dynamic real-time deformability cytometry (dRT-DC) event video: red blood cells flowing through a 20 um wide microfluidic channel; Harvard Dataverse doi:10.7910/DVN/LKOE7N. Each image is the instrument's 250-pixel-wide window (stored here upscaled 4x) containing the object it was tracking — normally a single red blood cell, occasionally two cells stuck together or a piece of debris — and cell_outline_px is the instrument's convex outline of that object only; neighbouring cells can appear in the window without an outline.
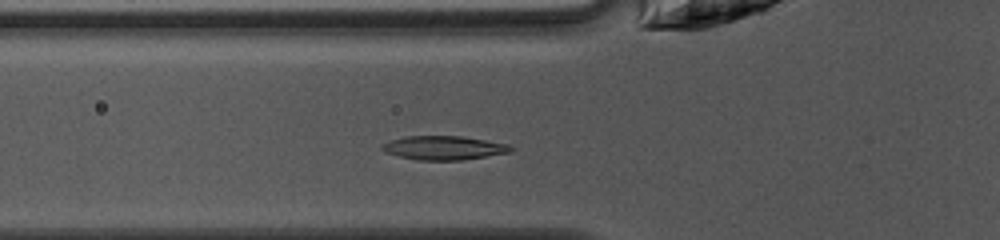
{"species": "common noctule bat (a hibernating species)", "species_latin": "Nyctalus noctula", "temperature_condition": "warm", "stored_images_in_passage": 25, "camera_frame_rate_fps": 3000, "um_per_image_px": 0.085, "animal": {"sex": "female", "body_mass_g": 10.0, "forearm_length_mm": 53.1}, "frame": {"image": 1, "passage_image": 3, "time_ms": 0.667, "image_size_px": [1000, 240], "cell_outline_px": [[512, 152], [464, 160], [420, 160], [400, 156], [384, 152], [380, 148], [380, 144], [404, 136], [460, 136], [508, 144], [512, 148]], "centroid_in_image_um": [37.7, 12.57], "position_along_channel_um": 88.1, "area_um2": 17.86}}
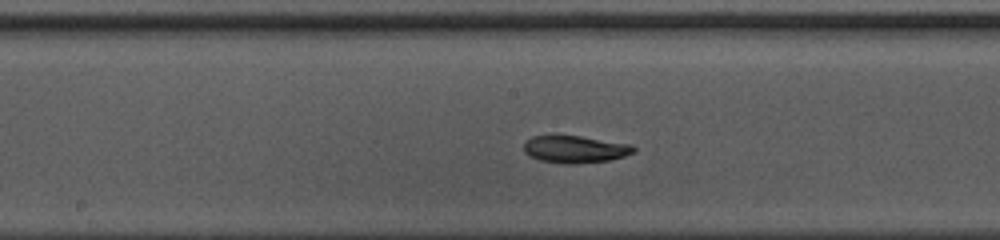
{"frame": {"image": 2, "passage_image": 11, "time_ms": 3.333, "image_size_px": [1000, 240], "cell_outline_px": [[636, 152], [624, 156], [608, 160], [576, 164], [564, 164], [540, 160], [528, 156], [524, 152], [524, 144], [532, 136], [580, 136], [632, 144], [636, 148]], "centroid_in_image_um": [48.9, 12.69], "position_along_channel_um": 199.3, "area_um2": 17.46}}
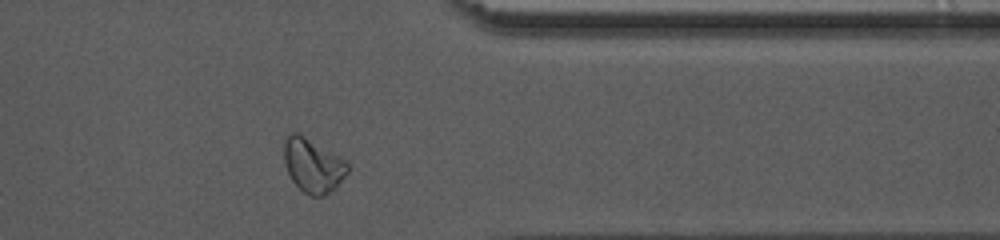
{"frame": {"image": 3, "passage_image": 25, "time_ms": 8.0, "image_size_px": [1000, 240], "cell_outline_px": [[348, 172], [336, 188], [324, 196], [312, 196], [304, 192], [292, 180], [284, 164], [284, 140], [288, 132], [296, 132], [304, 136], [344, 160], [348, 164]], "centroid_in_image_um": [26.57, 14.07], "position_along_channel_um": 384.8, "area_um2": 19.77}, "authors_computed_cell_mechanics": {"area_um2": 17.4556, "velocity_mm_per_s": 4.1353, "shape_relaxation_time_tau1_ms": 6.6915, "shape_relaxation_time_tau2_ms": 7.8083, "deformation_change_tau1": 0.2019, "deformation_change_tau2": 0.1463}}